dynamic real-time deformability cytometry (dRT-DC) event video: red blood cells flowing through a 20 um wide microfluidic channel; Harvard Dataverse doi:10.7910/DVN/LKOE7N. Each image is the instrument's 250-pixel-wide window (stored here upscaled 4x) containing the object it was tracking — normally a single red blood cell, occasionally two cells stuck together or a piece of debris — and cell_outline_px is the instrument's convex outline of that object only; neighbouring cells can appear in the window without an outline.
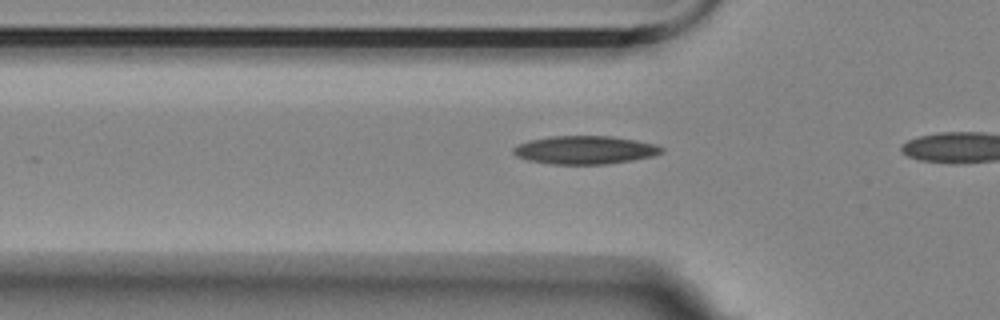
{"species": "Egyptian fruit bat (a non-hibernating species)", "species_latin": "Rousettus aegyptiacus", "temperature_condition": "room temperature", "stored_images_in_passage": 12, "camera_frame_rate_fps": 3000, "um_per_image_px": 0.085, "animal": {"sex": "female"}, "frame": {"image": 1, "passage_image": 10, "time_ms": 3.0, "image_size_px": [1000, 320], "cell_outline_px": [[664, 152], [652, 156], [632, 160], [604, 164], [552, 164], [528, 160], [516, 156], [512, 152], [512, 148], [528, 140], [552, 136], [612, 136], [636, 140], [656, 144], [664, 148]], "centroid_in_image_um": [49.72, 12.74], "position_along_channel_um": 76.1, "area_um2": 24.39}}